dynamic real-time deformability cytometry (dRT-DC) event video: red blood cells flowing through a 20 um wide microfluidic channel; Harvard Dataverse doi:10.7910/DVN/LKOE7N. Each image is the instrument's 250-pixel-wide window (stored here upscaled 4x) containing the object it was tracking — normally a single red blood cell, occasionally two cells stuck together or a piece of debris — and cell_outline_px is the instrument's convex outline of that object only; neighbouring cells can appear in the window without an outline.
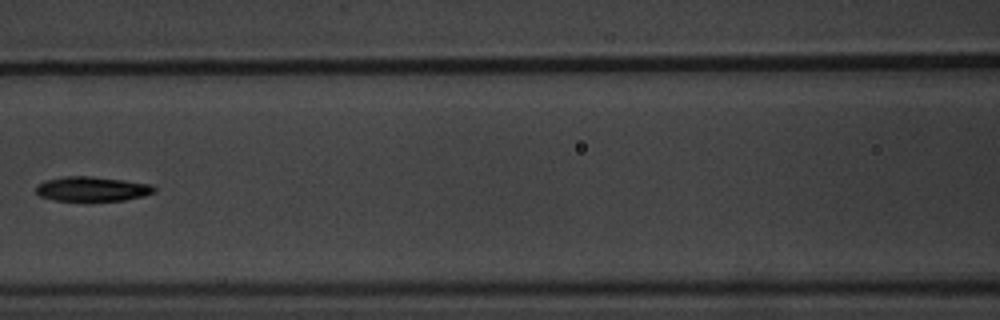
{"species": "common noctule bat (a hibernating species)", "species_latin": "Nyctalus noctula", "temperature_condition": "warm", "stored_images_in_passage": 7, "camera_frame_rate_fps": 3000, "um_per_image_px": 0.085, "animal": {"sex": "male", "body_mass_g": 20.1, "forearm_length_mm": 53.5}, "frame": {"image": 1, "passage_image": 7, "time_ms": 7.0, "image_size_px": [1000, 320], "cell_outline_px": [[156, 192], [144, 196], [124, 200], [52, 200], [40, 196], [36, 192], [36, 184], [44, 180], [64, 176], [92, 176], [124, 180], [152, 184], [156, 188]], "centroid_in_image_um": [7.83, 16.04], "position_along_channel_um": 158.8, "area_um2": 17.05}}